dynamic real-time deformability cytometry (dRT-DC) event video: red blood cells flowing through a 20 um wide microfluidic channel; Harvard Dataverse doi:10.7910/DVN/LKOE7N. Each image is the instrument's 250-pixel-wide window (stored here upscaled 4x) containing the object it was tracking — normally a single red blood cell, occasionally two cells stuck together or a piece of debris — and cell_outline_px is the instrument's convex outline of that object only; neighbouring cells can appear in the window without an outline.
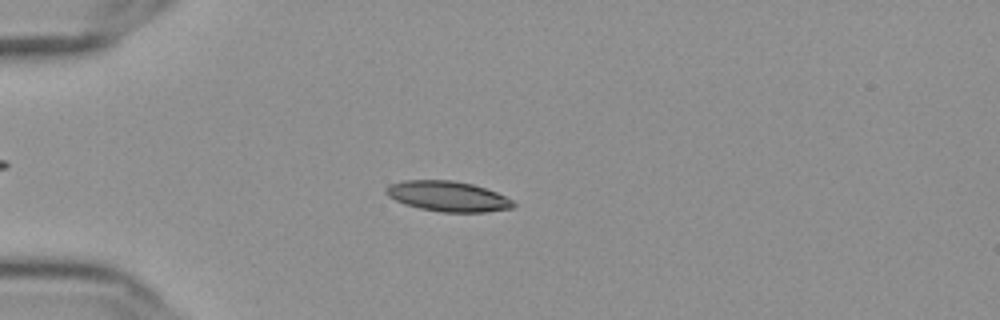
{"species": "Egyptian fruit bat (a non-hibernating species)", "species_latin": "Rousettus aegyptiacus", "temperature_condition": "cold", "stored_images_in_passage": 56, "camera_frame_rate_fps": 3000, "um_per_image_px": 0.085, "frame": {"image": 1, "passage_image": 15, "time_ms": 4.667, "image_size_px": [1000, 320], "cell_outline_px": [[516, 204], [512, 208], [484, 212], [440, 212], [420, 208], [404, 204], [388, 196], [384, 192], [384, 188], [392, 184], [404, 180], [452, 180], [472, 184], [496, 192], [512, 200]], "centroid_in_image_um": [38.04, 16.68], "position_along_channel_um": 47.0, "area_um2": 22.37}}
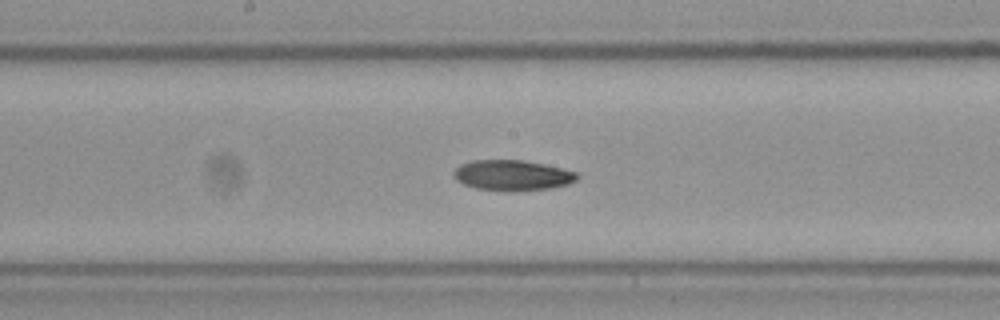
{"frame": {"image": 2, "passage_image": 30, "time_ms": 9.667, "image_size_px": [1000, 320], "cell_outline_px": [[580, 176], [576, 180], [568, 184], [552, 188], [476, 188], [464, 184], [456, 180], [452, 172], [460, 164], [472, 160], [524, 160], [544, 164], [576, 172]], "centroid_in_image_um": [43.54, 14.84], "position_along_channel_um": 204.7, "area_um2": 20.98}}
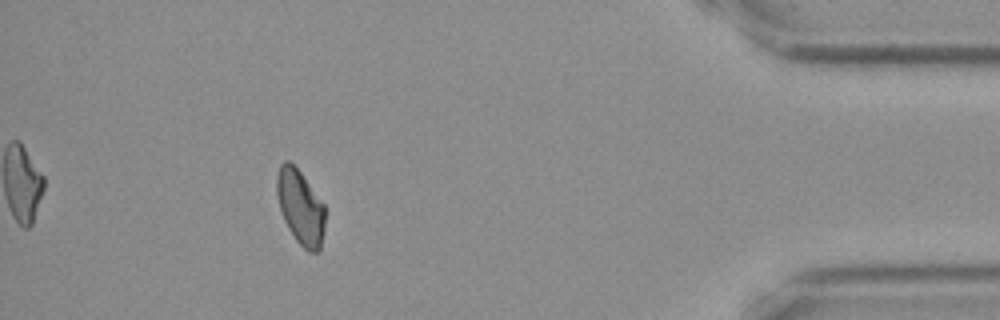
{"frame": {"image": 3, "passage_image": 51, "time_ms": 16.667, "image_size_px": [1000, 320], "cell_outline_px": [[324, 232], [320, 252], [308, 252], [296, 240], [288, 228], [284, 220], [280, 208], [276, 192], [276, 176], [280, 164], [284, 160], [288, 160], [300, 172], [324, 204]], "centroid_in_image_um": [25.53, 17.62], "position_along_channel_um": 409.7, "area_um2": 20.92}}